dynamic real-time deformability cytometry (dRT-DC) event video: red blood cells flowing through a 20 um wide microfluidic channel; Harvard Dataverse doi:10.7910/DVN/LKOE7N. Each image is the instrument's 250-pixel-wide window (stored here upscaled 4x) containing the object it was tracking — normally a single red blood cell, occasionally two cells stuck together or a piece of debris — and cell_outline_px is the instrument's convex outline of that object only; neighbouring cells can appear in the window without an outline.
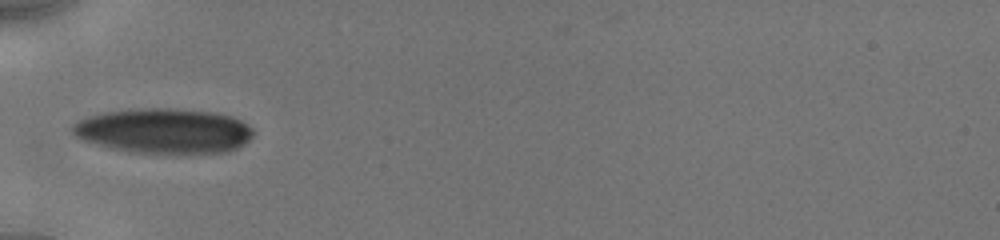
{"species": "human", "species_latin": "Homo sapiens", "temperature_condition": "cold", "stored_images_in_passage": 10, "camera_frame_rate_fps": 3000, "um_per_image_px": 0.085, "donor": {"sex": "male"}, "frame": {"image": 1, "passage_image": 1, "time_ms": 0.0, "image_size_px": [1000, 240], "cell_outline_px": [[252, 136], [244, 144], [228, 152], [128, 152], [108, 148], [80, 140], [72, 132], [72, 124], [76, 120], [88, 116], [104, 112], [144, 108], [168, 108], [216, 112], [232, 116], [240, 120], [252, 128]], "centroid_in_image_um": [13.88, 11.11], "position_along_channel_um": 71.1, "area_um2": 47.34}}
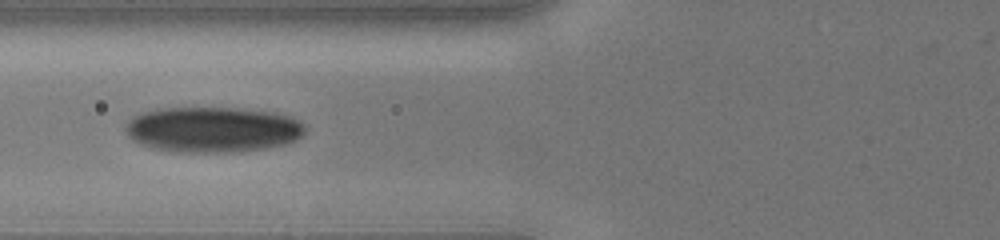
{"frame": {"image": 2, "passage_image": 9, "time_ms": 1.0, "image_size_px": [1000, 240], "cell_outline_px": [[308, 128], [296, 140], [288, 144], [268, 148], [240, 152], [180, 152], [156, 148], [140, 144], [132, 140], [128, 136], [124, 128], [124, 124], [132, 116], [140, 112], [160, 108], [240, 108], [276, 112], [292, 116], [304, 124]], "centroid_in_image_um": [18.1, 11.0], "position_along_channel_um": 107.7, "area_um2": 48.38}}